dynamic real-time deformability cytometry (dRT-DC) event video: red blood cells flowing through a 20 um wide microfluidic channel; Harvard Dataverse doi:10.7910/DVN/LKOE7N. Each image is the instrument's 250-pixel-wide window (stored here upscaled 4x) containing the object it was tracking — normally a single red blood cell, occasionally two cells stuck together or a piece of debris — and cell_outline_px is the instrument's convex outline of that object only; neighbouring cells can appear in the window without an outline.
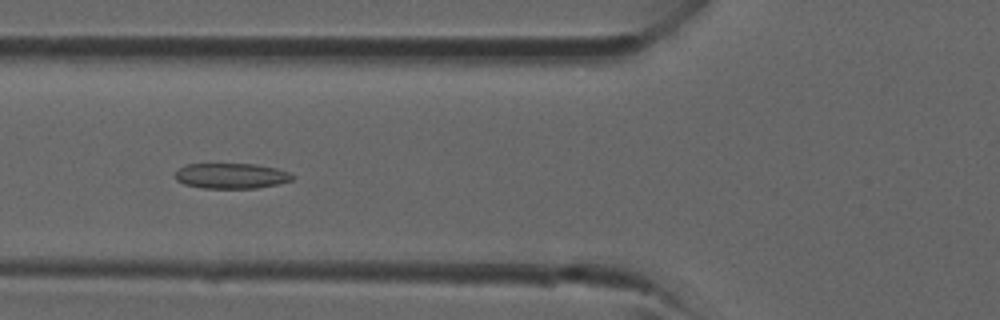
{"species": "common noctule bat (a hibernating species)", "species_latin": "Nyctalus noctula", "temperature_condition": "room temperature", "stored_images_in_passage": 39, "camera_frame_rate_fps": 3000, "um_per_image_px": 0.085, "animal": {"sex": "male", "forearm_length_mm": 52.5}, "frame": {"image": 1, "passage_image": 15, "time_ms": 4.667, "image_size_px": [1000, 320], "cell_outline_px": [[296, 176], [292, 180], [276, 184], [256, 188], [204, 188], [184, 184], [176, 180], [172, 176], [184, 164], [256, 164], [276, 168], [288, 172]], "centroid_in_image_um": [19.63, 14.94], "position_along_channel_um": 106.2, "area_um2": 17.4}}
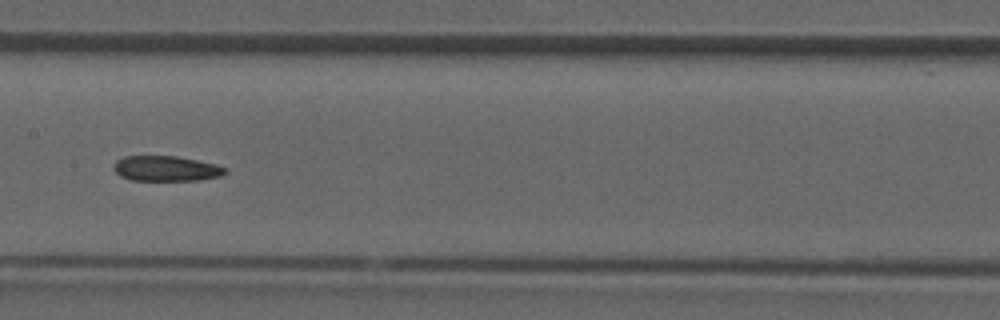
{"frame": {"image": 2, "passage_image": 20, "time_ms": 6.333, "image_size_px": [1000, 320], "cell_outline_px": [[228, 172], [220, 176], [200, 180], [132, 180], [120, 176], [112, 168], [112, 164], [116, 160], [124, 156], [176, 156], [216, 164], [228, 168]], "centroid_in_image_um": [14.11, 14.32], "position_along_channel_um": 193.3, "area_um2": 16.53}}
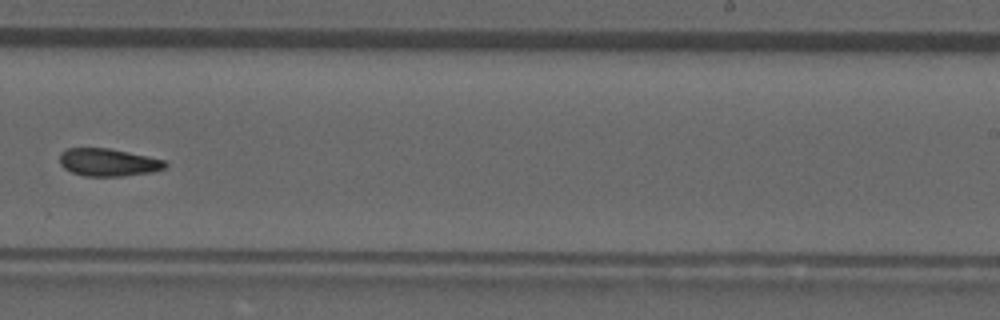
{"frame": {"image": 3, "passage_image": 25, "time_ms": 8.0, "image_size_px": [1000, 320], "cell_outline_px": [[168, 164], [164, 168], [152, 172], [120, 176], [84, 176], [72, 172], [64, 168], [60, 164], [60, 152], [68, 148], [108, 148], [148, 156], [164, 160]], "centroid_in_image_um": [9.18, 13.8], "position_along_channel_um": 279.8, "area_um2": 16.94}}